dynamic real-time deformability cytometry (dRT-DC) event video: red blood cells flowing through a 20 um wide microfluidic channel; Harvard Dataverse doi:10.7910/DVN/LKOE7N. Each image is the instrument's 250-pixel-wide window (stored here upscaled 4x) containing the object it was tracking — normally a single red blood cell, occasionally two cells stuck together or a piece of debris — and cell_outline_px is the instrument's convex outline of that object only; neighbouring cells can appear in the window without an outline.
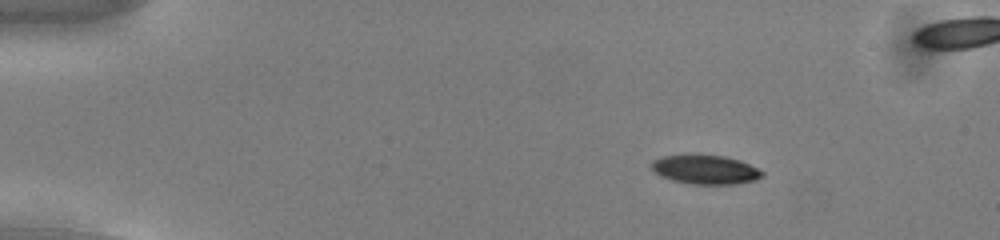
{"species": "common noctule bat (a hibernating species)", "species_latin": "Nyctalus noctula", "temperature_condition": "cold", "stored_images_in_passage": 57, "segment_of_instrument_passage": [1, 2], "camera_frame_rate_fps": 3000, "um_per_image_px": 0.085, "animal": {"sex": "male", "body_mass_g": 13.0, "forearm_length_mm": 53.1}, "frame": {"image": 1, "passage_image": 9, "time_ms": 2.667, "image_size_px": [1000, 240], "cell_outline_px": [[764, 176], [756, 180], [736, 184], [692, 184], [672, 180], [660, 176], [652, 168], [652, 160], [664, 156], [724, 156], [740, 160], [764, 172]], "centroid_in_image_um": [59.99, 14.44], "position_along_channel_um": 25.0, "area_um2": 18.38}}
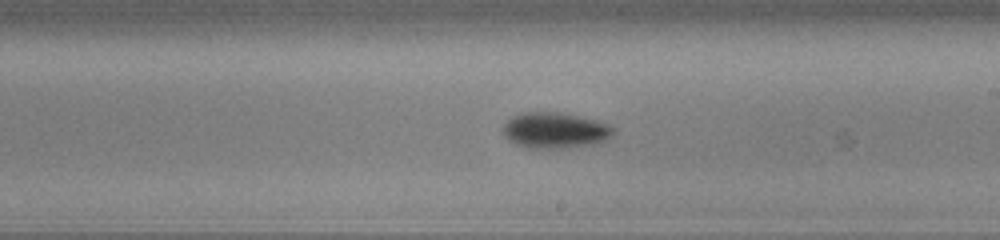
{"frame": {"image": 2, "passage_image": 33, "time_ms": 10.667, "image_size_px": [1000, 240], "cell_outline_px": [[616, 128], [612, 136], [604, 140], [592, 144], [568, 148], [528, 148], [516, 144], [508, 140], [504, 136], [504, 124], [512, 116], [520, 112], [560, 112], [596, 120], [608, 124]], "centroid_in_image_um": [47.17, 11.08], "position_along_channel_um": 241.8, "area_um2": 23.12}}
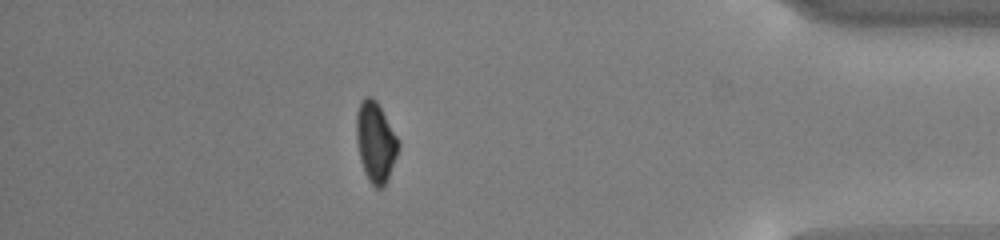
{"frame": {"image": 3, "passage_image": 49, "time_ms": 16.0, "image_size_px": [1000, 240], "cell_outline_px": [[400, 148], [388, 176], [384, 184], [380, 188], [376, 188], [368, 180], [364, 172], [360, 160], [356, 140], [356, 112], [360, 100], [364, 96], [372, 96], [376, 100], [400, 140]], "centroid_in_image_um": [31.91, 12.02], "position_along_channel_um": 403.3, "area_um2": 19.83}}